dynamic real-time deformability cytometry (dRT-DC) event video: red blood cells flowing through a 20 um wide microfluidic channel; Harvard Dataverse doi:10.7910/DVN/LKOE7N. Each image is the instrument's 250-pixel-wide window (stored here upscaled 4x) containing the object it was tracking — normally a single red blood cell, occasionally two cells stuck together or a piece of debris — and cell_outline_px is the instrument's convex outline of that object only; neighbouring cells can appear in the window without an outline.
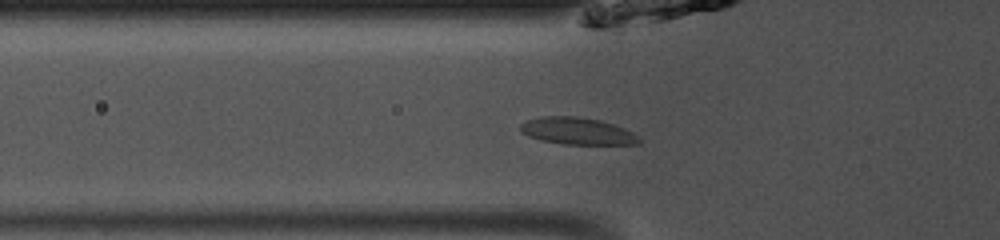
{"species": "common noctule bat (a hibernating species)", "species_latin": "Nyctalus noctula", "temperature_condition": "room temperature", "stored_images_in_passage": 38, "camera_frame_rate_fps": 3000, "um_per_image_px": 0.085, "animal": {"sex": "male", "body_mass_g": 13.0, "forearm_length_mm": 53.1}, "frame": {"image": 1, "passage_image": 10, "time_ms": 3.0, "image_size_px": [1000, 240], "cell_outline_px": [[640, 144], [564, 144], [544, 140], [528, 136], [520, 132], [520, 124], [528, 120], [544, 116], [576, 116], [600, 120], [624, 128], [632, 132], [640, 140]], "centroid_in_image_um": [49.06, 11.13], "position_along_channel_um": 76.7, "area_um2": 18.44}}
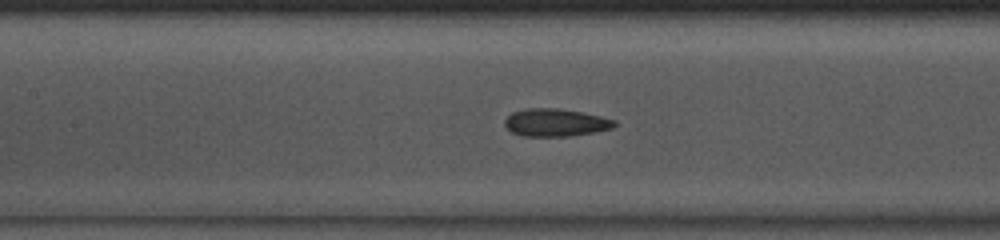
{"frame": {"image": 2, "passage_image": 16, "time_ms": 5.0, "image_size_px": [1000, 240], "cell_outline_px": [[616, 124], [612, 128], [592, 132], [568, 136], [520, 136], [512, 132], [504, 124], [504, 120], [512, 112], [524, 108], [560, 108], [600, 116], [616, 120]], "centroid_in_image_um": [47.18, 10.41], "position_along_channel_um": 160.2, "area_um2": 17.63}}
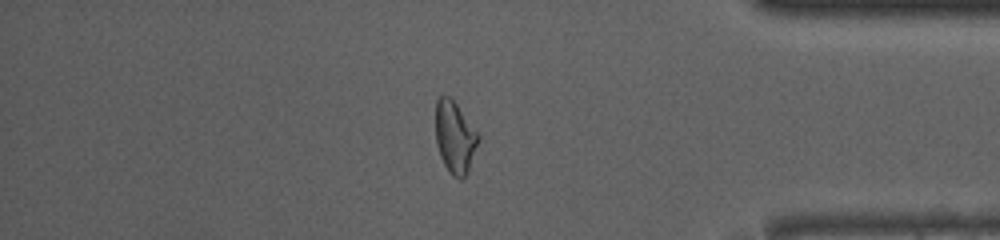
{"frame": {"image": 3, "passage_image": 35, "time_ms": 11.333, "image_size_px": [1000, 240], "cell_outline_px": [[480, 140], [468, 172], [460, 180], [452, 176], [448, 172], [440, 156], [436, 144], [436, 100], [440, 96], [448, 96], [456, 104], [480, 136]], "centroid_in_image_um": [38.67, 11.71], "position_along_channel_um": 396.5, "area_um2": 17.86}}